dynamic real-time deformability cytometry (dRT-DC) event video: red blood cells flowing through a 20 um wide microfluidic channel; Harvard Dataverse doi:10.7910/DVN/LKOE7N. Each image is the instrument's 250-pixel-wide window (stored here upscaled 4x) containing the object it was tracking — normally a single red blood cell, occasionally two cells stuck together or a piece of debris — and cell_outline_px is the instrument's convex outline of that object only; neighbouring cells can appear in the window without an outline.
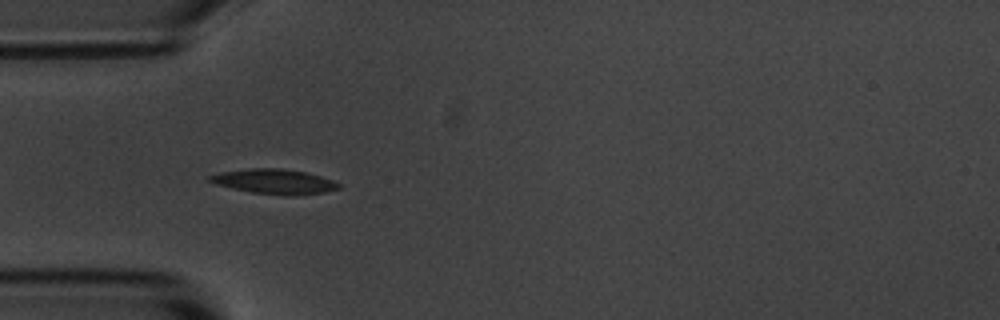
{"species": "common noctule bat (a hibernating species)", "species_latin": "Nyctalus noctula", "temperature_condition": "room temperature", "stored_images_in_passage": 15, "camera_frame_rate_fps": 3000, "um_per_image_px": 0.085, "animal": {"sex": "male", "body_mass_g": 20.1, "forearm_length_mm": 53.5}, "frame": {"image": 1, "passage_image": 5, "time_ms": 5.333, "image_size_px": [1000, 320], "cell_outline_px": [[340, 188], [324, 192], [288, 196], [284, 196], [252, 192], [232, 188], [216, 184], [208, 180], [208, 176], [220, 172], [248, 168], [284, 168], [304, 172], [320, 176], [332, 180], [340, 184]], "centroid_in_image_um": [23.3, 15.42], "position_along_channel_um": 61.7, "area_um2": 18.61}}
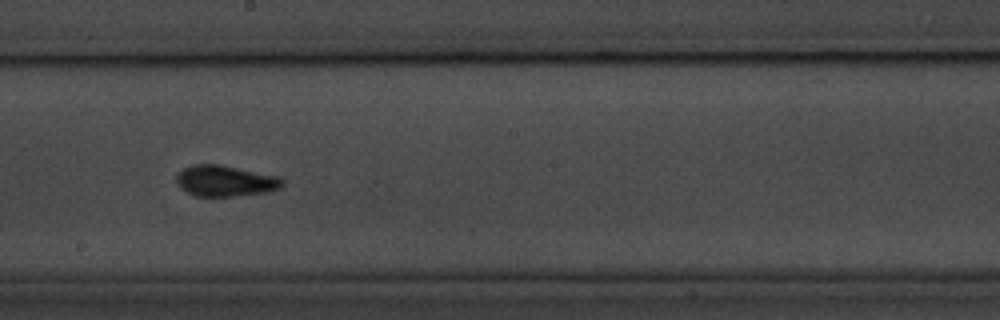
{"frame": {"image": 2, "passage_image": 9, "time_ms": 10.0, "image_size_px": [1000, 320], "cell_outline_px": [[284, 184], [280, 188], [268, 192], [236, 196], [196, 196], [180, 188], [176, 184], [176, 172], [192, 164], [216, 164], [280, 176], [284, 180]], "centroid_in_image_um": [19.14, 15.38], "position_along_channel_um": 229.1, "area_um2": 19.31}}
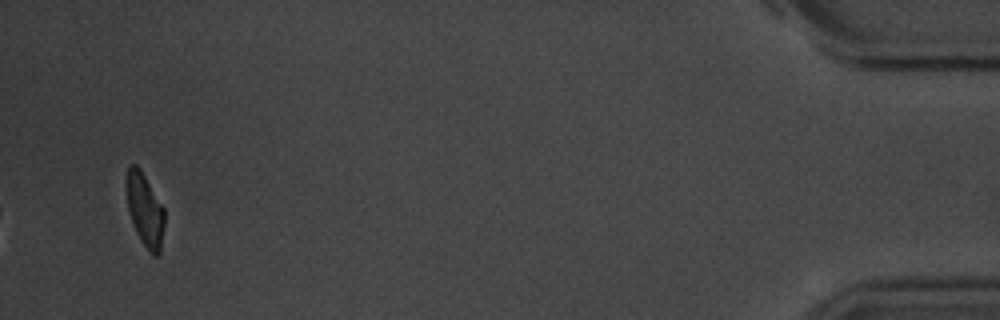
{"frame": {"image": 3, "passage_image": 15, "time_ms": 17.667, "image_size_px": [1000, 320], "cell_outline_px": [[164, 224], [160, 252], [156, 256], [152, 256], [148, 252], [140, 240], [136, 232], [128, 208], [124, 184], [128, 164], [136, 164], [140, 168], [164, 208]], "centroid_in_image_um": [12.29, 17.81], "position_along_channel_um": 422.9, "area_um2": 16.47}, "authors_computed_cell_mechanics": {"area_um2": 18.3226, "velocity_mm_per_s": 3.6025, "shape_relaxation_time_tau1_ms": 1.1511, "shape_relaxation_time_tau2_ms": 4.0841, "deformation_change_tau1": 0.0948, "deformation_change_tau2": 0.0813}}